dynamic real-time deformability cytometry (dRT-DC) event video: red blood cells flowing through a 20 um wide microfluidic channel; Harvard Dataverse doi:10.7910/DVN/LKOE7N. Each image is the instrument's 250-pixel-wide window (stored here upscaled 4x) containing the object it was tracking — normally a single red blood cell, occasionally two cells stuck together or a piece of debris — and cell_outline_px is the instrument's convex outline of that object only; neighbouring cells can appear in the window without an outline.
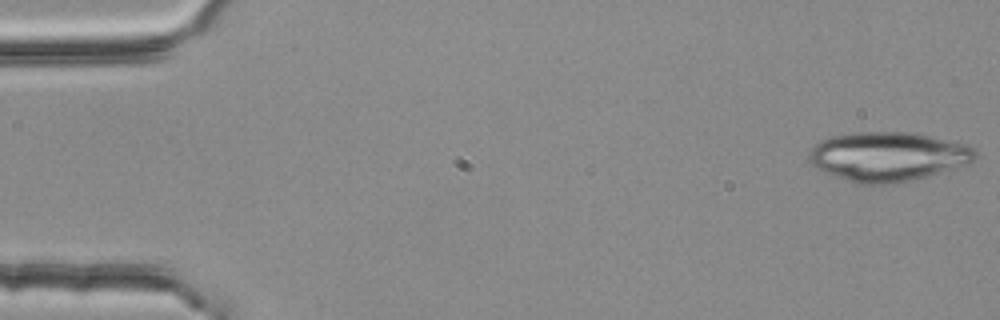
{"species": "common noctule bat (a hibernating species)", "species_latin": "Nyctalus noctula", "temperature_condition": "room temperature", "stored_images_in_passage": 4, "camera_frame_rate_fps": 3000, "um_per_image_px": 0.085, "animal": {"sex": "female", "body_mass_g": 25.1}, "frame": {"image": 1, "passage_image": 1, "time_ms": 0.0, "image_size_px": [1000, 320], "cell_outline_px": [[976, 156], [968, 164], [928, 176], [912, 180], [892, 184], [856, 184], [832, 176], [816, 168], [812, 164], [812, 148], [820, 140], [828, 136], [856, 132], [916, 132], [968, 144], [976, 152]], "centroid_in_image_um": [75.49, 13.3], "position_along_channel_um": 9.5, "area_um2": 47.97}}